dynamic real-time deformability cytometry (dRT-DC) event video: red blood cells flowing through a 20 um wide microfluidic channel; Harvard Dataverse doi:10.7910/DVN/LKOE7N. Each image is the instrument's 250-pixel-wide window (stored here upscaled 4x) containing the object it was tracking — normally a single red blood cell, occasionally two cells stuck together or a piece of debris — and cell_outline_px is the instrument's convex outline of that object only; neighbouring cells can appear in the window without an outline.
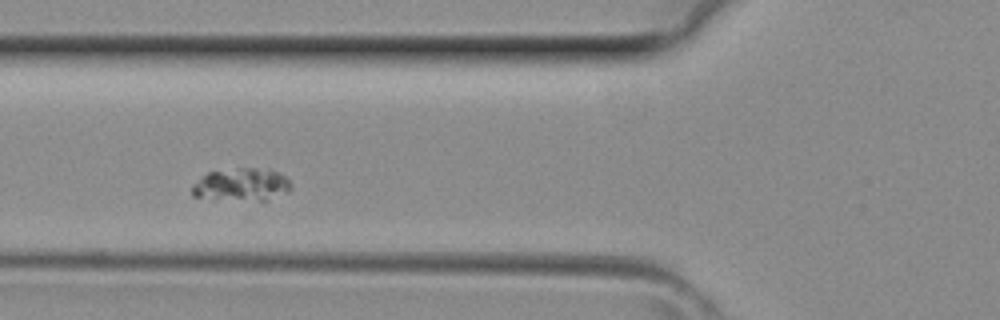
{"species": "common noctule bat (a hibernating species)", "species_latin": "Nyctalus noctula", "temperature_condition": "room temperature", "stored_images_in_passage": 2, "camera_frame_rate_fps": 3000, "um_per_image_px": 0.085, "animal": {"sex": "female", "body_mass_g": 29.2, "forearm_length_mm": 56.3}, "frame": {"image": 1, "passage_image": 2, "time_ms": 0.333, "image_size_px": [1000, 320], "cell_outline_px": [[292, 188], [288, 192], [264, 204], [192, 196], [192, 184], [200, 176], [208, 172], [236, 168], [256, 168], [276, 172], [284, 176], [292, 184]], "centroid_in_image_um": [20.56, 15.76], "position_along_channel_um": 105.2, "area_um2": 19.71}}